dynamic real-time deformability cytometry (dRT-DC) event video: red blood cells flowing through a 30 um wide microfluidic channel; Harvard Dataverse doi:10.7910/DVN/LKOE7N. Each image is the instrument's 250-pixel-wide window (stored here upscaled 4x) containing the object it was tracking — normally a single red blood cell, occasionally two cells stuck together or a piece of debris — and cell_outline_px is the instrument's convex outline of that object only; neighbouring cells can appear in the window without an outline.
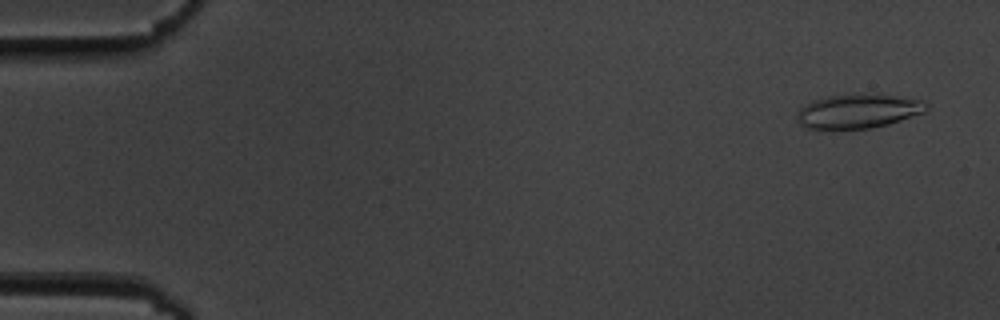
{"species": "common noctule bat (a hibernating species)", "species_latin": "Nyctalus noctula", "temperature_condition": "cold", "stored_images_in_passage": 56, "camera_frame_rate_fps": 3000, "um_per_image_px": 0.085, "animal": {"sex": "male", "body_mass_g": 19.5, "forearm_length_mm": 54.6}, "frame": {"image": 1, "passage_image": 3, "time_ms": 0.667, "image_size_px": [1000, 320], "cell_outline_px": [[928, 108], [924, 112], [888, 124], [872, 128], [832, 132], [804, 128], [796, 120], [796, 112], [804, 104], [812, 100], [828, 96], [848, 92], [876, 92], [924, 100], [928, 104]], "centroid_in_image_um": [72.87, 9.45], "position_along_channel_um": 12.1, "area_um2": 27.57}}
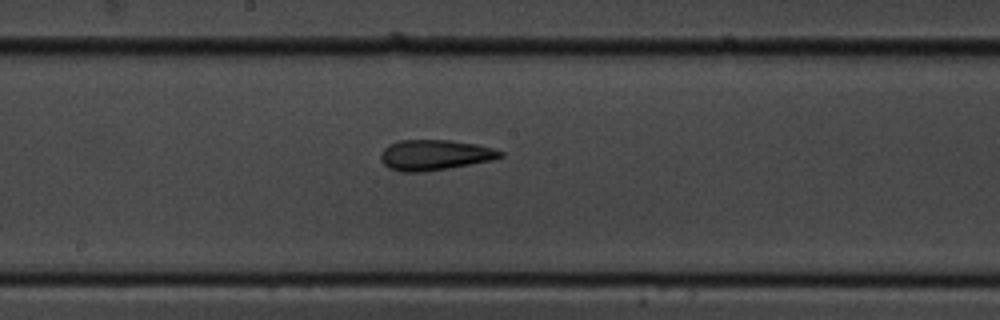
{"frame": {"image": 2, "passage_image": 30, "time_ms": 9.667, "image_size_px": [1000, 320], "cell_outline_px": [[504, 156], [496, 160], [424, 172], [400, 172], [388, 168], [380, 160], [380, 152], [388, 144], [400, 140], [452, 140], [476, 144], [492, 148], [504, 152]], "centroid_in_image_um": [36.95, 13.18], "position_along_channel_um": 211.2, "area_um2": 21.56}}
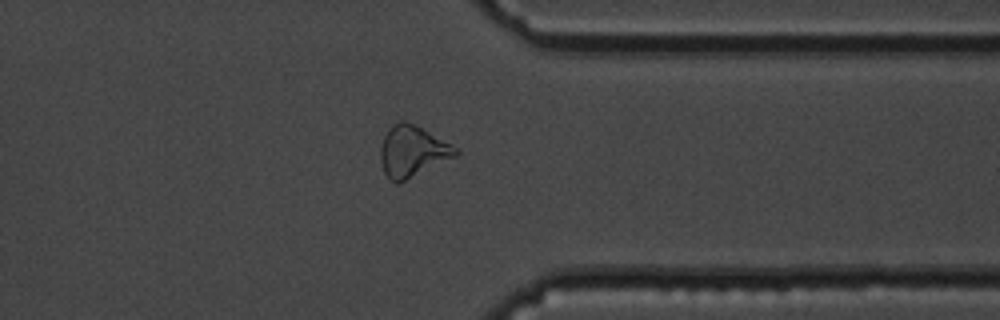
{"frame": {"image": 3, "passage_image": 44, "time_ms": 14.333, "image_size_px": [1000, 320], "cell_outline_px": [[460, 152], [456, 156], [396, 184], [388, 180], [384, 172], [380, 160], [380, 148], [384, 136], [388, 128], [392, 124], [400, 120], [404, 120], [416, 124], [452, 144]], "centroid_in_image_um": [35.03, 12.84], "position_along_channel_um": 376.4, "area_um2": 22.48}, "authors_computed_cell_mechanics": {"area_um2": 22.5131, "velocity_mm_per_s": 3.6195, "shape_relaxation_time_tau1_ms": 5.9473, "shape_relaxation_time_tau2_ms": 3.2136, "deformation_change_tau1": 0.1776, "deformation_change_tau2": 0.1364}}